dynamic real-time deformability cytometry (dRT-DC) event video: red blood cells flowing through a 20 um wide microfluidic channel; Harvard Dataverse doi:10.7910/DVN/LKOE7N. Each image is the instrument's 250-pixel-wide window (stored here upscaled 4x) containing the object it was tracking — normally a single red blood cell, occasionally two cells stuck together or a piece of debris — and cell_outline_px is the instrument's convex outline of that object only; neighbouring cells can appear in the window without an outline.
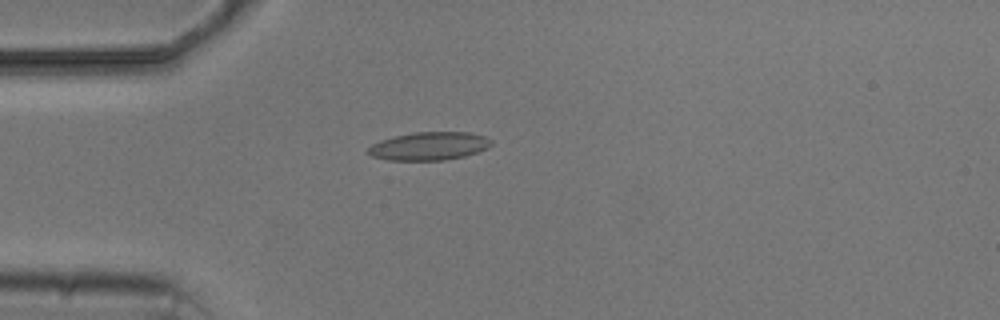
{"species": "common noctule bat (a hibernating species)", "species_latin": "Nyctalus noctula", "temperature_condition": "cold", "stored_images_in_passage": 4, "camera_frame_rate_fps": 3000, "um_per_image_px": 0.085, "animal": {"sex": "male", "body_mass_g": 20.5, "forearm_length_mm": 52.5}, "frame": {"image": 1, "passage_image": 4, "time_ms": 3.333, "image_size_px": [1000, 320], "cell_outline_px": [[492, 144], [488, 148], [464, 156], [444, 160], [388, 160], [372, 156], [364, 152], [372, 144], [380, 140], [396, 136], [416, 132], [468, 132], [484, 136], [492, 140]], "centroid_in_image_um": [36.46, 12.42], "position_along_channel_um": 48.5, "area_um2": 20.17}}